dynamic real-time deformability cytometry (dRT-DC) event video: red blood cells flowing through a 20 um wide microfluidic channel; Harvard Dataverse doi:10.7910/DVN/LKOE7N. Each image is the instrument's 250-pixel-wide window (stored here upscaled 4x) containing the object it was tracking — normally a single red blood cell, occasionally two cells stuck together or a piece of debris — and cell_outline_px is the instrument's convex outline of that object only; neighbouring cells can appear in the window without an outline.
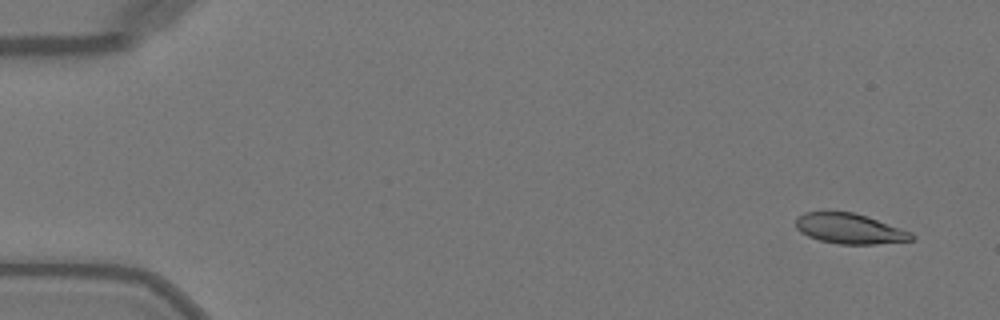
{"species": "Egyptian fruit bat (a non-hibernating species)", "species_latin": "Rousettus aegyptiacus", "temperature_condition": "warm", "stored_images_in_passage": 50, "camera_frame_rate_fps": 3000, "um_per_image_px": 0.085, "animal": {"sex": "female"}, "frame": {"image": 1, "passage_image": 3, "time_ms": 0.667, "image_size_px": [1000, 320], "cell_outline_px": [[916, 236], [912, 240], [876, 244], [840, 244], [820, 240], [808, 236], [800, 232], [796, 228], [796, 216], [804, 212], [852, 212], [868, 216], [912, 232]], "centroid_in_image_um": [72.23, 19.43], "position_along_channel_um": 12.8, "area_um2": 20.46}}
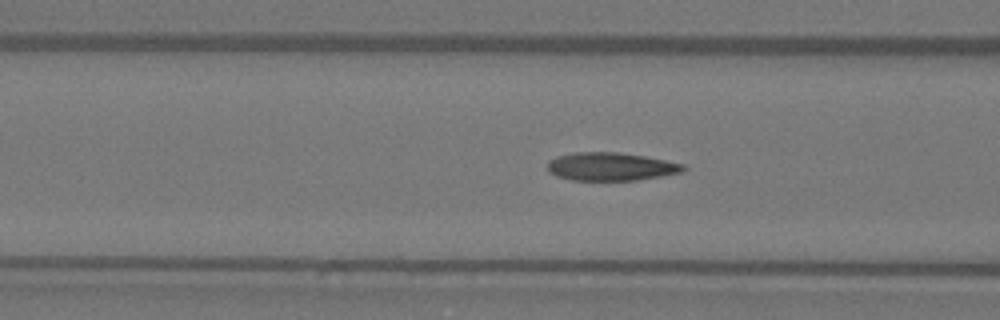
{"frame": {"image": 2, "passage_image": 20, "time_ms": 6.333, "image_size_px": [1000, 320], "cell_outline_px": [[688, 168], [680, 172], [660, 176], [636, 180], [572, 180], [556, 176], [548, 172], [548, 160], [556, 156], [572, 152], [620, 152], [644, 156], [684, 164]], "centroid_in_image_um": [51.88, 14.15], "position_along_channel_um": 114.7, "area_um2": 22.31}}
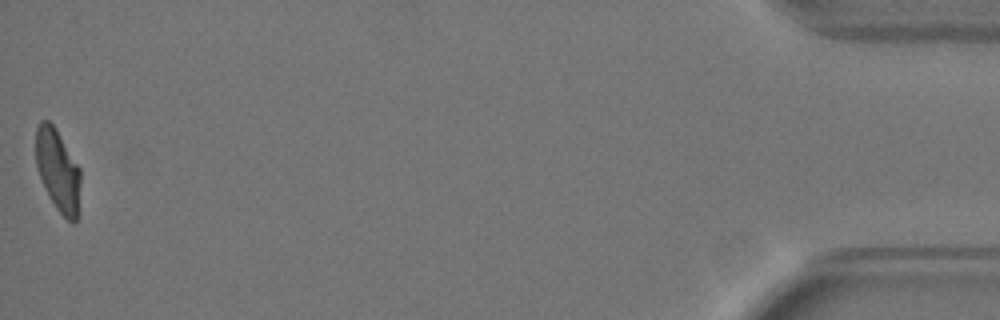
{"frame": {"image": 3, "passage_image": 50, "time_ms": 16.333, "image_size_px": [1000, 320], "cell_outline_px": [[80, 180], [76, 224], [72, 224], [56, 208], [48, 196], [36, 168], [36, 128], [40, 120], [48, 120], [56, 128], [80, 168]], "centroid_in_image_um": [4.9, 14.47], "position_along_channel_um": 430.3, "area_um2": 21.39}, "authors_computed_cell_mechanics": {"area_um2": 22.3108, "velocity_mm_per_s": 4.0773, "shape_relaxation_time_tau1_ms": 3.3564, "shape_relaxation_time_tau2_ms": 1.0013, "deformation_change_tau1": 0.1631, "deformation_change_tau2": 0.0618}}